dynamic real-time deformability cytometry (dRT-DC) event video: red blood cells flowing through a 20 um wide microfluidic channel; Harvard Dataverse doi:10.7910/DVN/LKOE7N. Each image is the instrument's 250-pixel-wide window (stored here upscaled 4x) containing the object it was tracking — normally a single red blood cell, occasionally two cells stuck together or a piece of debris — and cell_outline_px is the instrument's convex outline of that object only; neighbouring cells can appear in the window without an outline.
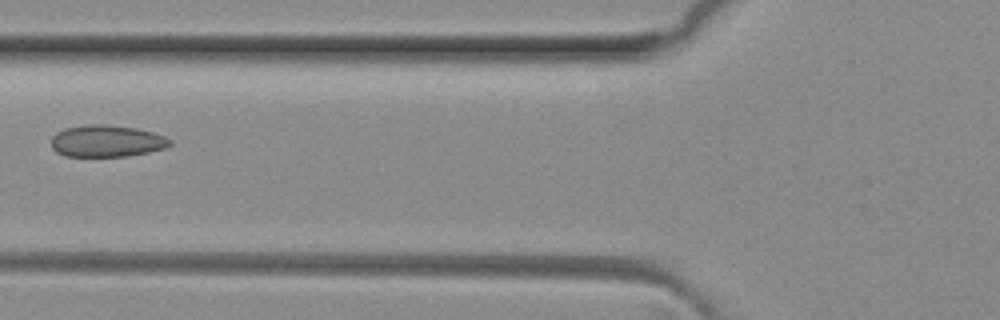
{"species": "common noctule bat (a hibernating species)", "species_latin": "Nyctalus noctula", "temperature_condition": "room temperature", "stored_images_in_passage": 3, "camera_frame_rate_fps": 3000, "um_per_image_px": 0.085, "animal": {"sex": "female", "body_mass_g": 29.2, "forearm_length_mm": 56.3}, "frame": {"image": 1, "passage_image": 2, "time_ms": 0.333, "image_size_px": [1000, 320], "cell_outline_px": [[172, 144], [164, 148], [148, 152], [128, 156], [64, 156], [56, 152], [52, 148], [52, 136], [56, 132], [64, 128], [92, 124], [104, 124], [136, 128], [152, 132], [164, 136], [172, 140]], "centroid_in_image_um": [9.06, 11.99], "position_along_channel_um": 116.7, "area_um2": 22.02}}
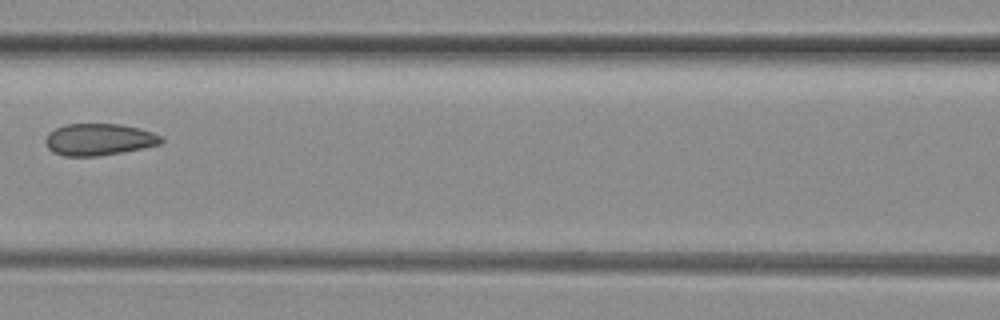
{"frame": {"image": 2, "passage_image": 3, "time_ms": 0.667, "image_size_px": [1000, 320], "cell_outline_px": [[164, 140], [160, 144], [120, 152], [96, 156], [64, 156], [52, 152], [48, 148], [44, 140], [48, 132], [64, 124], [120, 124], [140, 128], [152, 132], [160, 136]], "centroid_in_image_um": [8.36, 11.85], "position_along_channel_um": 158.2, "area_um2": 21.39}}